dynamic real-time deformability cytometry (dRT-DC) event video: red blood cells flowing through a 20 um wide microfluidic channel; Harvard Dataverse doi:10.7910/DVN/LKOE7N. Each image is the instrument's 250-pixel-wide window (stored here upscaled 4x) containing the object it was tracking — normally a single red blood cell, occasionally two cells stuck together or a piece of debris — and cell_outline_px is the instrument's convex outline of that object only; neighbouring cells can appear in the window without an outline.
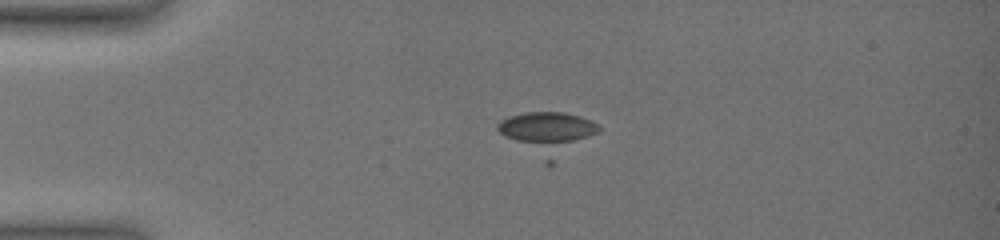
{"species": "common noctule bat (a hibernating species)", "species_latin": "Nyctalus noctula", "temperature_condition": "warm", "stored_images_in_passage": 11, "camera_frame_rate_fps": 3000, "um_per_image_px": 0.085, "animal": {"sex": "female", "body_mass_g": 19.0, "forearm_length_mm": 51.5}, "frame": {"image": 1, "passage_image": 5, "time_ms": 2.667, "image_size_px": [1000, 240], "cell_outline_px": [[600, 128], [596, 132], [588, 136], [572, 140], [552, 144], [544, 144], [516, 140], [504, 136], [496, 128], [496, 124], [500, 120], [508, 116], [524, 112], [564, 112], [580, 116], [600, 124]], "centroid_in_image_um": [46.44, 10.81], "position_along_channel_um": 38.6, "area_um2": 18.21}}
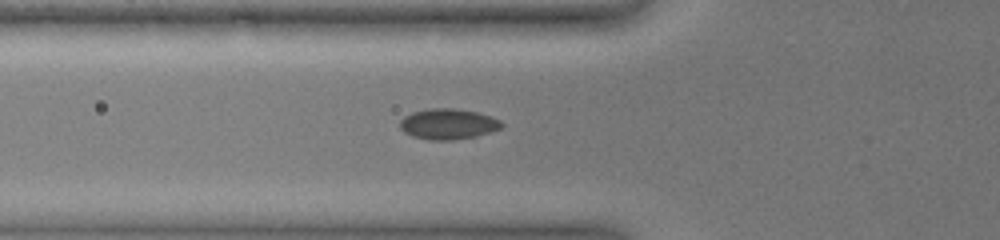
{"frame": {"image": 2, "passage_image": 9, "time_ms": 5.0, "image_size_px": [1000, 240], "cell_outline_px": [[504, 124], [500, 128], [492, 132], [476, 136], [452, 140], [428, 140], [412, 136], [404, 132], [400, 128], [400, 120], [404, 116], [412, 112], [432, 108], [452, 108], [476, 112], [500, 120]], "centroid_in_image_um": [38.07, 10.55], "position_along_channel_um": 87.7, "area_um2": 18.09}}